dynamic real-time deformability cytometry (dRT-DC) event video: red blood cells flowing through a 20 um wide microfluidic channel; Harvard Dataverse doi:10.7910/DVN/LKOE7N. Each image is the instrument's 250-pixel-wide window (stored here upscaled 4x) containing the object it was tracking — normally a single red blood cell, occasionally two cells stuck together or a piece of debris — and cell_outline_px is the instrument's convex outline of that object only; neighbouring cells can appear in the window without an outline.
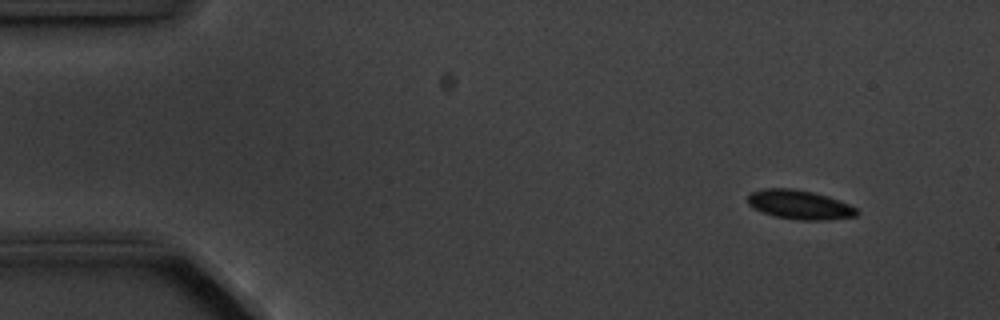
{"species": "common noctule bat (a hibernating species)", "species_latin": "Nyctalus noctula", "temperature_condition": "cold", "stored_images_in_passage": 5, "segment_of_instrument_passage": [1, 2], "camera_frame_rate_fps": 3000, "um_per_image_px": 0.085, "animal": {"sex": "male", "body_mass_g": 20.1, "forearm_length_mm": 53.5}, "frame": {"image": 1, "passage_image": 1, "time_ms": 0.0, "image_size_px": [1000, 320], "cell_outline_px": [[860, 212], [856, 216], [828, 220], [800, 220], [776, 216], [752, 208], [748, 204], [748, 196], [752, 192], [764, 188], [792, 188], [812, 192], [828, 196], [840, 200], [856, 208]], "centroid_in_image_um": [67.98, 17.4], "position_along_channel_um": 17.0, "area_um2": 18.5}}